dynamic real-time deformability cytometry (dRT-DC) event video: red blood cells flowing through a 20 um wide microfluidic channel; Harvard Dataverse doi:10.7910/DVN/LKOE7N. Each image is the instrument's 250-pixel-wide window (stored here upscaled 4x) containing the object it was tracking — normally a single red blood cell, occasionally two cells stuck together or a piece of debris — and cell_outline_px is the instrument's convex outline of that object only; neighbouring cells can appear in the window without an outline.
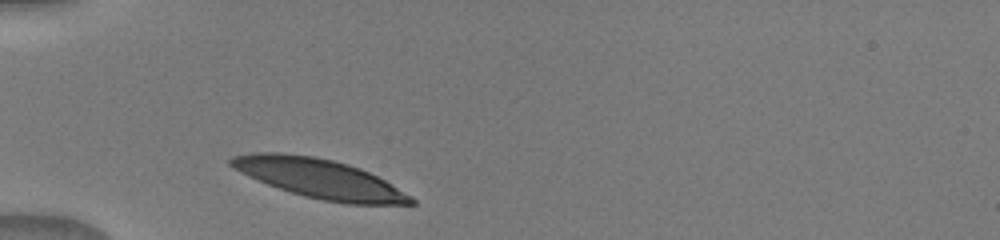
{"species": "human", "species_latin": "Homo sapiens", "temperature_condition": "warm", "stored_images_in_passage": 30, "camera_frame_rate_fps": 3000, "um_per_image_px": 0.085, "donor": {"sex": "male"}, "frame": {"image": 1, "passage_image": 1, "time_ms": 0.0, "image_size_px": [1000, 240], "cell_outline_px": [[416, 204], [348, 204], [324, 200], [304, 196], [268, 184], [240, 172], [232, 168], [228, 164], [228, 160], [232, 156], [252, 152], [280, 152], [312, 156], [332, 160], [348, 164], [360, 168], [384, 180], [412, 196], [416, 200]], "centroid_in_image_um": [27.14, 15.17], "position_along_channel_um": 57.9, "area_um2": 40.86}}
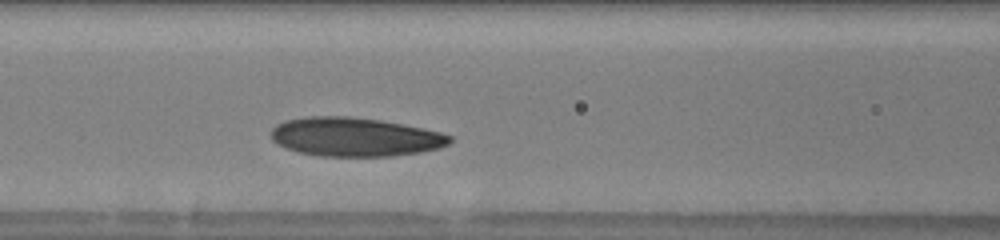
{"frame": {"image": 2, "passage_image": 8, "time_ms": 2.333, "image_size_px": [1000, 240], "cell_outline_px": [[452, 140], [448, 144], [440, 148], [420, 152], [392, 156], [320, 156], [300, 152], [276, 144], [272, 140], [272, 128], [276, 124], [284, 120], [308, 116], [348, 116], [380, 120], [424, 128], [440, 132], [452, 136]], "centroid_in_image_um": [30.17, 11.63], "position_along_channel_um": 136.4, "area_um2": 40.52}}
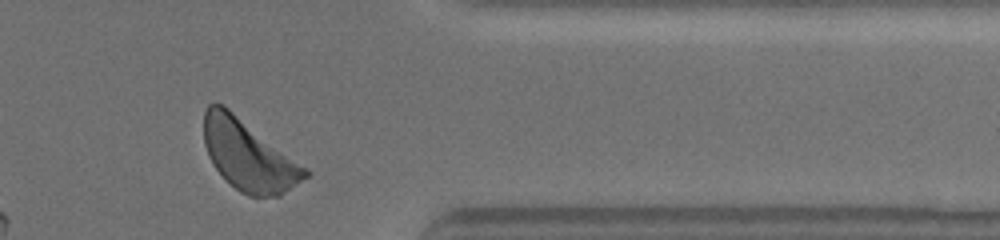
{"frame": {"image": 3, "passage_image": 28, "time_ms": 9.0, "image_size_px": [1000, 240], "cell_outline_px": [[312, 172], [308, 176], [280, 196], [248, 196], [240, 192], [216, 168], [208, 156], [204, 144], [204, 112], [208, 104], [224, 104], [308, 168]], "centroid_in_image_um": [21.15, 13.19], "position_along_channel_um": 390.3, "area_um2": 41.5}}